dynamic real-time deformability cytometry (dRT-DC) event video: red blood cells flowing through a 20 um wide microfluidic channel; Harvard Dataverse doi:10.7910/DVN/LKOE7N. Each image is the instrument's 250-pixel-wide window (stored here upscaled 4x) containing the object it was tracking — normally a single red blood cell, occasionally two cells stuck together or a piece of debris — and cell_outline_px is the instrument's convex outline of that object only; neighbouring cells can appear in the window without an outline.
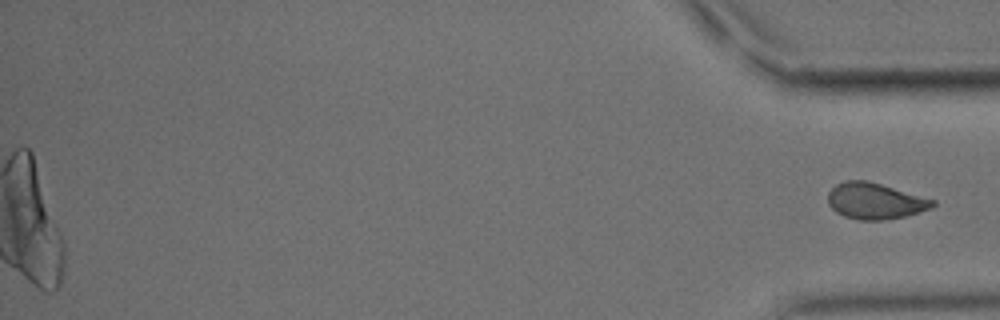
{"species": "common noctule bat (a hibernating species)", "species_latin": "Nyctalus noctula", "temperature_condition": "cold", "stored_images_in_passage": 56, "camera_frame_rate_fps": 3000, "um_per_image_px": 0.085, "animal": {"sex": "male", "body_mass_g": 15.6}, "frame": {"image": 1, "passage_image": 56, "time_ms": 18.333, "image_size_px": [1000, 320], "cell_outline_px": [[936, 204], [932, 208], [904, 216], [884, 220], [860, 220], [844, 216], [836, 212], [828, 204], [828, 192], [836, 184], [844, 180], [868, 180], [936, 200]], "centroid_in_image_um": [74.37, 17.07], "position_along_channel_um": 360.8, "area_um2": 22.14}}